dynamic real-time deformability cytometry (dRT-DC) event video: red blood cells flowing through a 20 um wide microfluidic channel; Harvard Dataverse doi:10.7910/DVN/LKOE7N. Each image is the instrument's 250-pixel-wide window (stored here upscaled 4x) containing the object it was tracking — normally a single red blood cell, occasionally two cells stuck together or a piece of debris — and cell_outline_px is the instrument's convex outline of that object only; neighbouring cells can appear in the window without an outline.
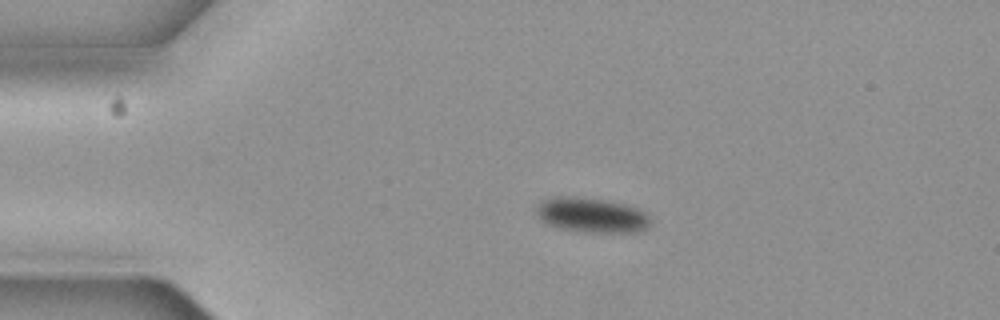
{"species": "common noctule bat (a hibernating species)", "species_latin": "Nyctalus noctula", "temperature_condition": "cold", "stored_images_in_passage": 4, "camera_frame_rate_fps": 3000, "um_per_image_px": 0.085, "animal": {"sex": "female", "body_mass_g": 19.3, "forearm_length_mm": 54.1}, "frame": {"image": 1, "passage_image": 2, "time_ms": 0.333, "image_size_px": [1000, 320], "cell_outline_px": [[652, 220], [648, 228], [640, 232], [584, 232], [560, 228], [548, 224], [540, 220], [536, 216], [536, 208], [544, 200], [552, 196], [576, 196], [604, 200], [624, 204], [636, 208], [644, 212]], "centroid_in_image_um": [50.28, 18.29], "position_along_channel_um": 34.7, "area_um2": 23.29}}
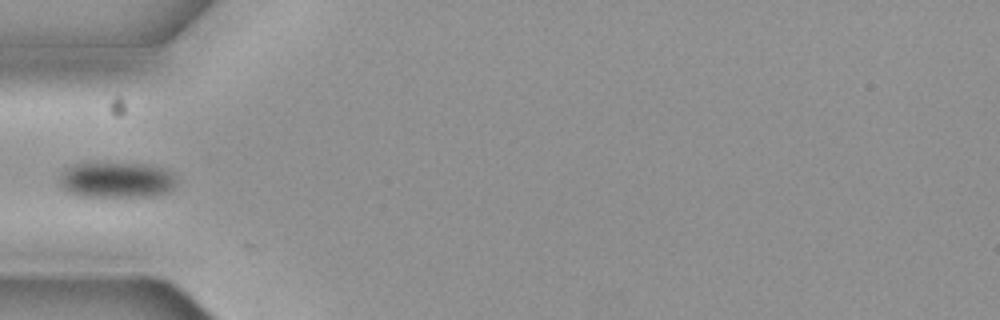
{"frame": {"image": 2, "passage_image": 4, "time_ms": 1.0, "image_size_px": [1000, 320], "cell_outline_px": [[176, 184], [168, 192], [152, 196], [80, 196], [68, 192], [60, 188], [60, 176], [64, 168], [72, 164], [92, 160], [104, 160], [148, 164], [164, 168], [176, 180]], "centroid_in_image_um": [9.83, 15.23], "position_along_channel_um": 75.2, "area_um2": 25.43}}